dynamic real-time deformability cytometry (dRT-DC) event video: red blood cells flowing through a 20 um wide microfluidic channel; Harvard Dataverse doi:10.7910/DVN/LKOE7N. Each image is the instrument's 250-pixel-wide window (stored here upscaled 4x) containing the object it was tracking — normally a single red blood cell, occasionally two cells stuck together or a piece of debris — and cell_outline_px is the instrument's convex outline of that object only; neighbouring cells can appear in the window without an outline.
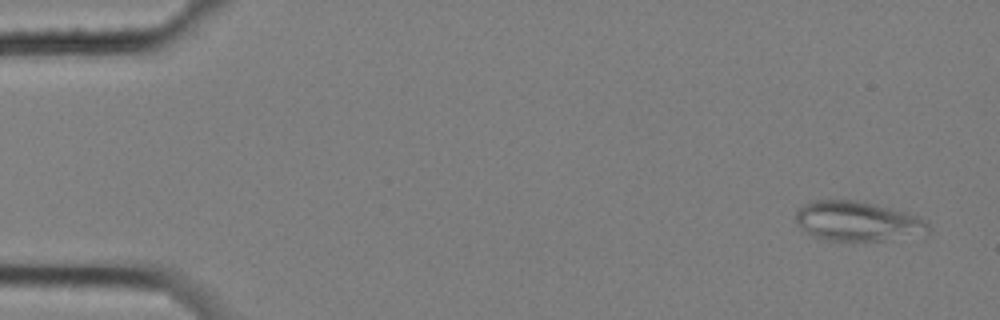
{"species": "common noctule bat (a hibernating species)", "species_latin": "Nyctalus noctula", "temperature_condition": "cold", "stored_images_in_passage": 4, "camera_frame_rate_fps": 3000, "um_per_image_px": 0.085, "animal": {"sex": "female", "body_mass_g": 25.1}, "frame": {"image": 1, "passage_image": 1, "time_ms": 0.0, "image_size_px": [1000, 320], "cell_outline_px": [[928, 232], [924, 236], [884, 240], [828, 240], [812, 236], [796, 220], [796, 212], [804, 204], [812, 200], [864, 200], [920, 216], [928, 220]], "centroid_in_image_um": [72.99, 18.79], "position_along_channel_um": 12.0, "area_um2": 30.92}}